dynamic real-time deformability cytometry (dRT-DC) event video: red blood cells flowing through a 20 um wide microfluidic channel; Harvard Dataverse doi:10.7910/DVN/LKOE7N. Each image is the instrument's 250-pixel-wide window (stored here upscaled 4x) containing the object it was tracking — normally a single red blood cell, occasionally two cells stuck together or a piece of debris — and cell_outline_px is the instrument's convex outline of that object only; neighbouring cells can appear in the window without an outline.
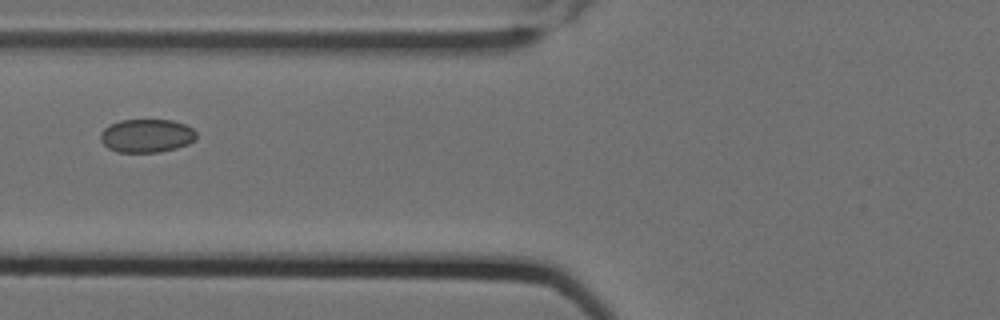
{"species": "Egyptian fruit bat (a non-hibernating species)", "species_latin": "Rousettus aegyptiacus", "temperature_condition": "cold", "stored_images_in_passage": 16, "camera_frame_rate_fps": 3000, "um_per_image_px": 0.085, "animal": {"sex": "female"}, "frame": {"image": 1, "passage_image": 7, "time_ms": 2.0, "image_size_px": [1000, 320], "cell_outline_px": [[196, 136], [188, 144], [176, 148], [160, 152], [116, 152], [108, 148], [100, 140], [100, 132], [104, 128], [120, 120], [172, 120], [184, 124], [192, 128], [196, 132]], "centroid_in_image_um": [12.44, 11.54], "position_along_channel_um": 113.4, "area_um2": 18.61}}
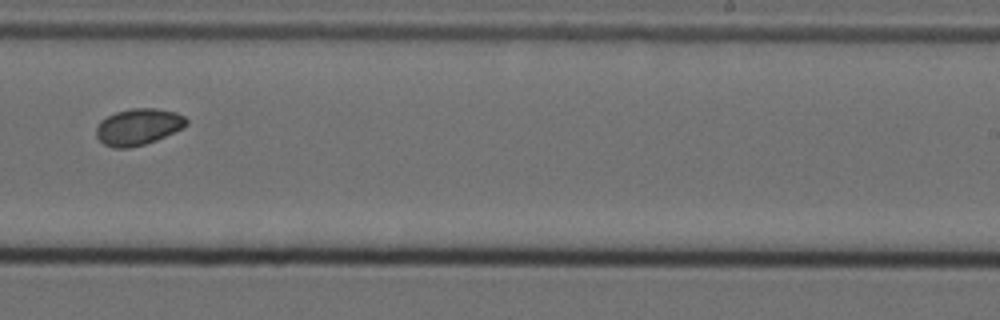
{"frame": {"image": 2, "passage_image": 11, "time_ms": 3.333, "image_size_px": [1000, 320], "cell_outline_px": [[188, 124], [184, 128], [156, 140], [144, 144], [128, 148], [112, 148], [104, 144], [96, 136], [96, 128], [100, 120], [116, 112], [132, 108], [156, 108], [176, 112], [184, 116], [188, 120]], "centroid_in_image_um": [11.77, 10.77], "position_along_channel_um": 277.2, "area_um2": 19.25}}
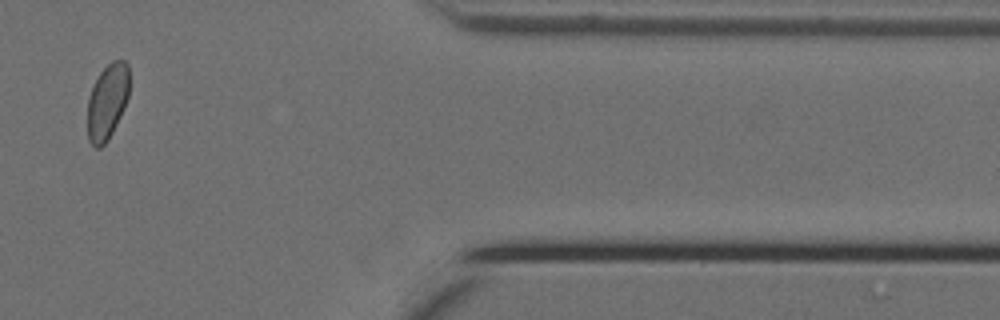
{"frame": {"image": 3, "passage_image": 14, "time_ms": 4.333, "image_size_px": [1000, 320], "cell_outline_px": [[128, 96], [124, 108], [108, 140], [100, 148], [96, 148], [88, 140], [88, 100], [92, 88], [100, 72], [112, 60], [124, 60], [128, 64]], "centroid_in_image_um": [9.12, 8.64], "position_along_channel_um": 402.3, "area_um2": 18.15}}